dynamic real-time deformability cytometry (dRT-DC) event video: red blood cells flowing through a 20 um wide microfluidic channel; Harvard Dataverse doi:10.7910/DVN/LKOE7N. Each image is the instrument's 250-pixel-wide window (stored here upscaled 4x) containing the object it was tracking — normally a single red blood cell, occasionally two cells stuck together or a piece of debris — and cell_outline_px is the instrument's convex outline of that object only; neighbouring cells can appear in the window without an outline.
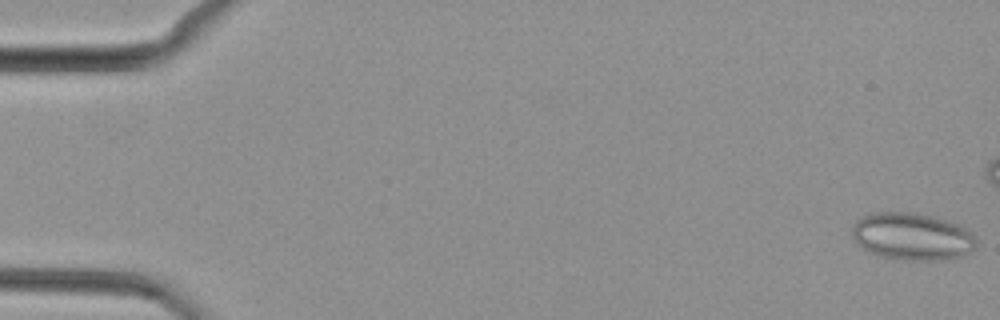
{"species": "common noctule bat (a hibernating species)", "species_latin": "Nyctalus noctula", "temperature_condition": "cold", "stored_images_in_passage": 43, "camera_frame_rate_fps": 3000, "um_per_image_px": 0.085, "animal": {"sex": "female", "body_mass_g": 29.2, "forearm_length_mm": 56.3}, "frame": {"image": 1, "passage_image": 1, "time_ms": 0.0, "image_size_px": [1000, 320], "cell_outline_px": [[976, 248], [972, 252], [964, 256], [948, 260], [904, 260], [880, 256], [868, 252], [860, 248], [856, 244], [852, 236], [852, 224], [856, 220], [864, 216], [876, 212], [900, 212], [932, 216], [960, 224], [972, 232], [976, 236]], "centroid_in_image_um": [77.55, 20.13], "position_along_channel_um": 7.4, "area_um2": 34.8}}
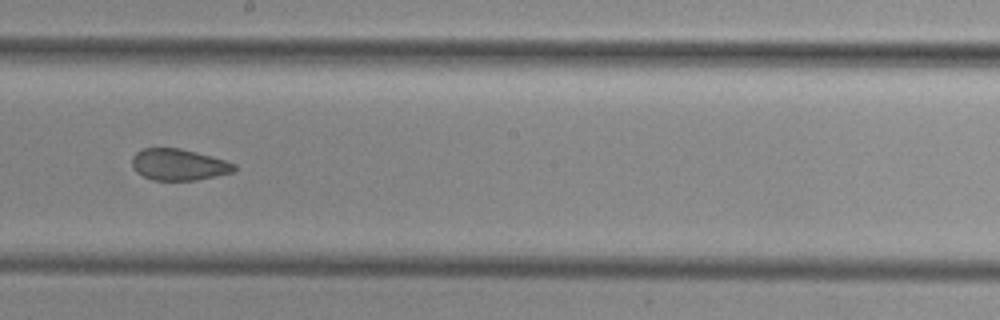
{"frame": {"image": 2, "passage_image": 28, "time_ms": 9.0, "image_size_px": [1000, 320], "cell_outline_px": [[236, 172], [196, 180], [152, 180], [136, 172], [132, 168], [132, 156], [136, 152], [144, 148], [180, 148], [196, 152], [224, 160], [236, 164]], "centroid_in_image_um": [15.19, 14.0], "position_along_channel_um": 233.0, "area_um2": 18.79}}
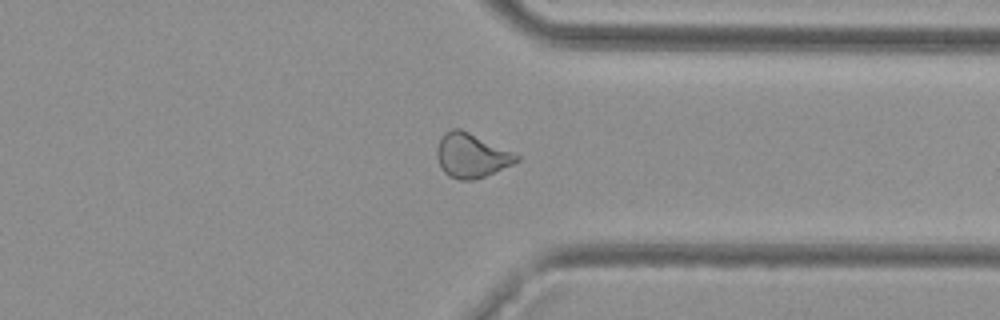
{"frame": {"image": 3, "passage_image": 38, "time_ms": 12.333, "image_size_px": [1000, 320], "cell_outline_px": [[520, 160], [512, 164], [484, 176], [472, 180], [460, 180], [448, 176], [444, 172], [436, 156], [436, 148], [444, 132], [452, 128], [460, 128], [512, 152], [520, 156]], "centroid_in_image_um": [40.03, 13.21], "position_along_channel_um": 371.4, "area_um2": 20.23}}